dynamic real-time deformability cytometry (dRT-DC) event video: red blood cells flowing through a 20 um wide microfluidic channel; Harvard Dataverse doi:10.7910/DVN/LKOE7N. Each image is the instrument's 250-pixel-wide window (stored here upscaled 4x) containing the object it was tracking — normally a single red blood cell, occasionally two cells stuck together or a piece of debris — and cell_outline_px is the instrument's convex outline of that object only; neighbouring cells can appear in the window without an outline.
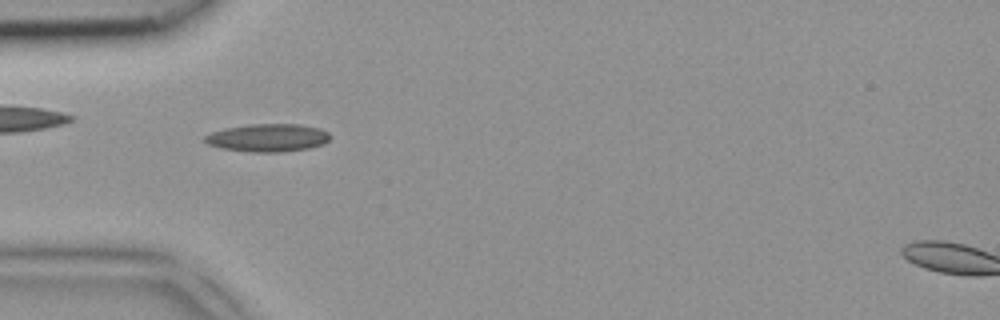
{"species": "common noctule bat (a hibernating species)", "species_latin": "Nyctalus noctula", "temperature_condition": "room temperature", "stored_images_in_passage": 4, "camera_frame_rate_fps": 3000, "um_per_image_px": 0.085, "animal": {"sex": "female", "body_mass_g": 18.4}, "frame": {"image": 1, "passage_image": 4, "time_ms": 1.0, "image_size_px": [1000, 320], "cell_outline_px": [[332, 136], [324, 144], [308, 148], [280, 152], [252, 152], [220, 148], [208, 144], [204, 140], [204, 136], [212, 132], [224, 128], [252, 124], [300, 124], [320, 128], [328, 132]], "centroid_in_image_um": [22.78, 11.7], "position_along_channel_um": 62.2, "area_um2": 20.4}}